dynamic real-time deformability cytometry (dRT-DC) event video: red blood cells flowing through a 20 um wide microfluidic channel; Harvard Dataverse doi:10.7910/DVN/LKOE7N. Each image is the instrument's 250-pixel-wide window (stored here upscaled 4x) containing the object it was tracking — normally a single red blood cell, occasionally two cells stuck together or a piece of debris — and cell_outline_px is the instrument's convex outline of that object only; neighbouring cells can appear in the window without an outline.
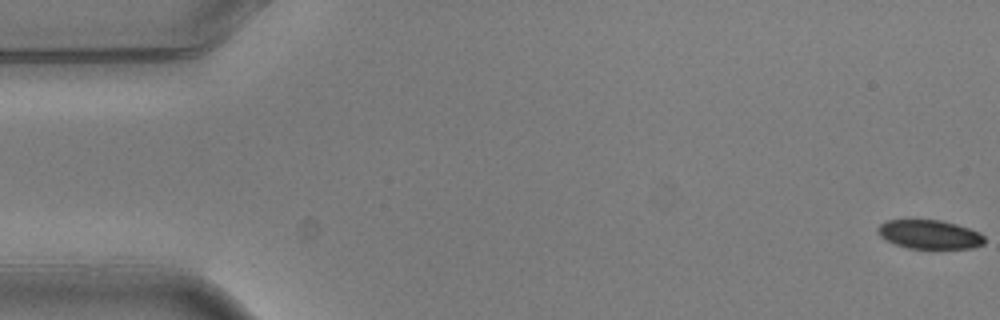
{"species": "common noctule bat (a hibernating species)", "species_latin": "Nyctalus noctula", "temperature_condition": "warm", "stored_images_in_passage": 8, "camera_frame_rate_fps": 3000, "um_per_image_px": 0.085, "animal": {"sex": "male", "body_mass_g": 20.5, "forearm_length_mm": 52.5}, "frame": {"image": 1, "passage_image": 1, "time_ms": 0.0, "image_size_px": [1000, 320], "cell_outline_px": [[984, 244], [972, 248], [908, 248], [896, 244], [880, 236], [876, 228], [880, 224], [888, 220], [940, 220], [956, 224], [980, 232], [984, 236]], "centroid_in_image_um": [79.02, 19.92], "position_along_channel_um": 6.0, "area_um2": 17.8}}
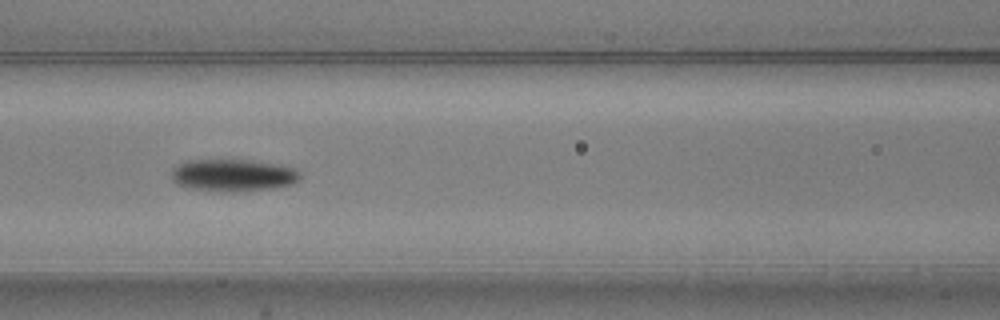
{"frame": {"image": 2, "passage_image": 7, "time_ms": 2.0, "image_size_px": [1000, 320], "cell_outline_px": [[300, 180], [292, 184], [272, 188], [232, 192], [224, 192], [192, 188], [176, 184], [172, 180], [172, 168], [176, 164], [184, 160], [252, 160], [280, 164], [292, 168], [300, 172]], "centroid_in_image_um": [19.79, 14.88], "position_along_channel_um": 146.8, "area_um2": 24.33}}
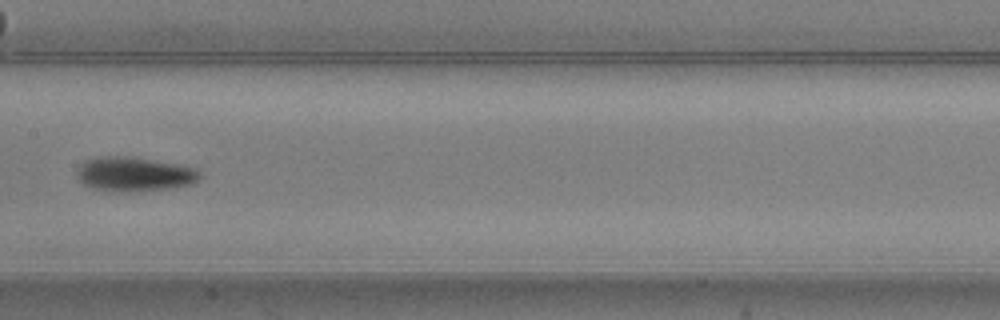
{"frame": {"image": 3, "passage_image": 8, "time_ms": 2.333, "image_size_px": [1000, 320], "cell_outline_px": [[200, 180], [192, 184], [172, 188], [128, 192], [96, 188], [84, 184], [76, 176], [76, 172], [84, 160], [96, 156], [132, 156], [180, 164], [200, 168]], "centroid_in_image_um": [11.48, 14.77], "position_along_channel_um": 195.9, "area_um2": 24.91}}